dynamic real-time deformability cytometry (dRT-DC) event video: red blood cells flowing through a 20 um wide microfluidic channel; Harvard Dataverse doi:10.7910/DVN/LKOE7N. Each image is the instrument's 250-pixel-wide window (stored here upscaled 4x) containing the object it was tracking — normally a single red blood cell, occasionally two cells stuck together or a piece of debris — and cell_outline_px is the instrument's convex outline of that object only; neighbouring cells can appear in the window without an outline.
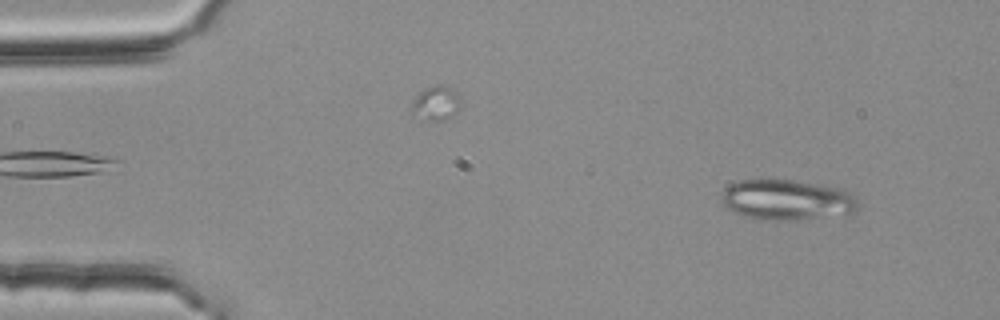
{"species": "common noctule bat (a hibernating species)", "species_latin": "Nyctalus noctula", "temperature_condition": "room temperature", "stored_images_in_passage": 46, "camera_frame_rate_fps": 3000, "um_per_image_px": 0.085, "animal": {"sex": "female", "body_mass_g": 25.1}, "frame": {"image": 1, "passage_image": 5, "time_ms": 1.333, "image_size_px": [1000, 320], "cell_outline_px": [[856, 212], [800, 220], [760, 220], [744, 216], [724, 208], [720, 200], [720, 192], [724, 188], [736, 180], [792, 180], [824, 184], [844, 188], [852, 192], [856, 196]], "centroid_in_image_um": [66.85, 16.98], "position_along_channel_um": 18.1, "area_um2": 32.89}}
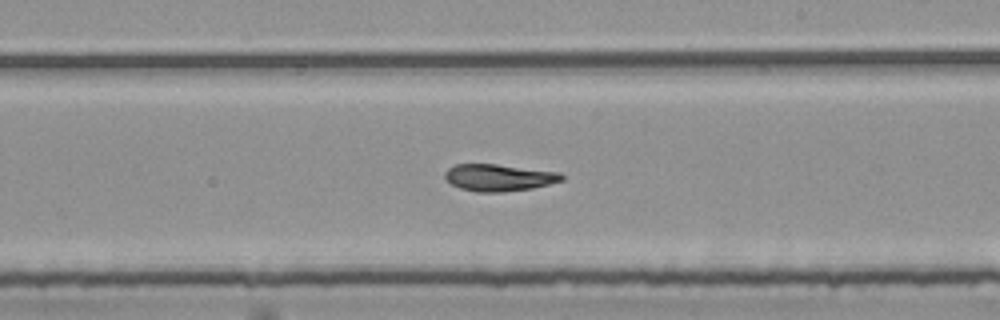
{"frame": {"image": 2, "passage_image": 31, "time_ms": 10.0, "image_size_px": [1000, 320], "cell_outline_px": [[564, 180], [532, 188], [504, 192], [476, 192], [460, 188], [452, 184], [444, 176], [444, 172], [448, 168], [456, 164], [496, 164], [560, 172], [564, 176]], "centroid_in_image_um": [42.41, 15.09], "position_along_channel_um": 246.6, "area_um2": 18.32}}
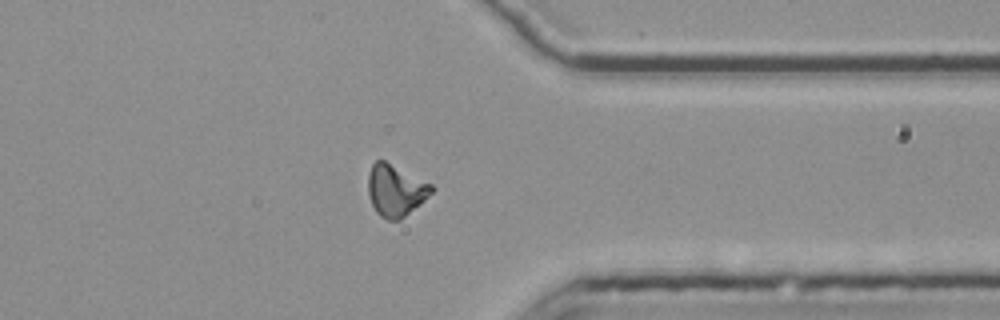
{"frame": {"image": 3, "passage_image": 42, "time_ms": 13.667, "image_size_px": [1000, 320], "cell_outline_px": [[436, 188], [424, 200], [400, 220], [388, 220], [380, 216], [376, 212], [372, 204], [368, 192], [368, 176], [372, 164], [376, 160], [384, 160], [432, 184]], "centroid_in_image_um": [33.62, 16.18], "position_along_channel_um": 377.8, "area_um2": 18.96}, "authors_computed_cell_mechanics": {"area_um2": 19.1607, "velocity_mm_per_s": 3.7841, "shape_relaxation_time_tau1_ms": 10.5005, "shape_relaxation_time_tau2_ms": 4.7129, "deformation_change_tau1": 0.2556, "deformation_change_tau2": 0.0816}}